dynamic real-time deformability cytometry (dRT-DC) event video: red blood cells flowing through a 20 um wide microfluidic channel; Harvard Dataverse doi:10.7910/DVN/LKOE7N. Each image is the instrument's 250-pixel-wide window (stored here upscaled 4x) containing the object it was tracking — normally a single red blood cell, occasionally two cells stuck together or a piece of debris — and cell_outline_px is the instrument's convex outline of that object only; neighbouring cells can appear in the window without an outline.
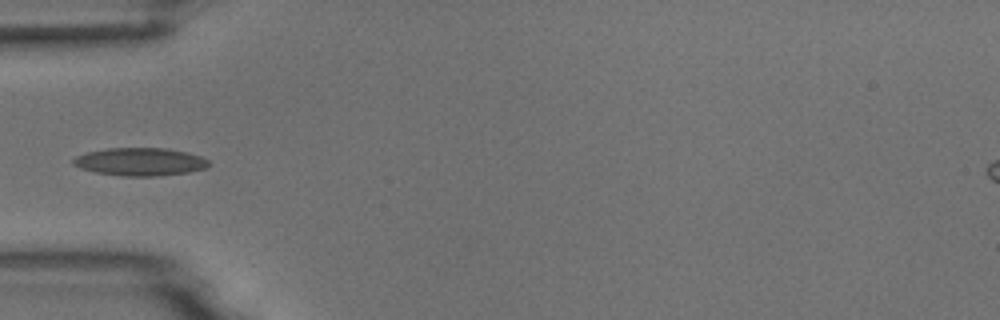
{"species": "common noctule bat (a hibernating species)", "species_latin": "Nyctalus noctula", "temperature_condition": "room temperature", "stored_images_in_passage": 6, "camera_frame_rate_fps": 3000, "um_per_image_px": 0.085, "animal": {"sex": "male", "body_mass_g": 18.8}, "frame": {"image": 1, "passage_image": 5, "time_ms": 5.333, "image_size_px": [1000, 320], "cell_outline_px": [[212, 164], [208, 168], [188, 172], [160, 176], [120, 176], [92, 172], [80, 168], [72, 164], [72, 160], [76, 156], [88, 152], [108, 148], [168, 148], [188, 152], [200, 156], [208, 160]], "centroid_in_image_um": [11.93, 13.76], "position_along_channel_um": 73.1, "area_um2": 22.37}}